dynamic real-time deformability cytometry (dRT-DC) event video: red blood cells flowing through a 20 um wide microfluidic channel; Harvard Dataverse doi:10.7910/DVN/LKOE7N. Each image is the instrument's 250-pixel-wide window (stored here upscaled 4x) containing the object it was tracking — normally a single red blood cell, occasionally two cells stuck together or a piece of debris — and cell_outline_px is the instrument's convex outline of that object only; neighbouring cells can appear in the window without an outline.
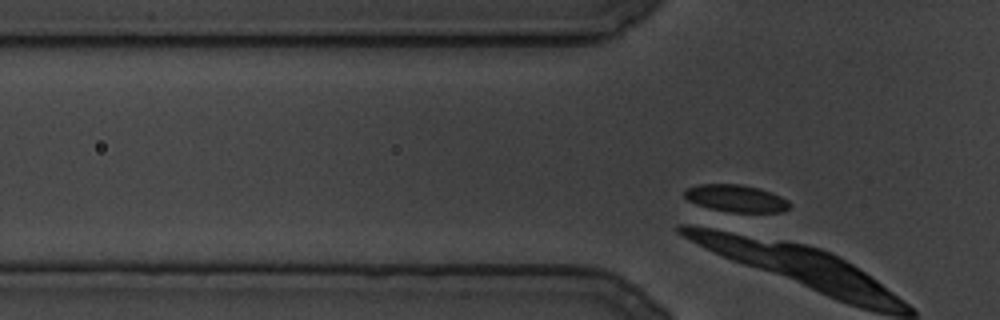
{"species": "common noctule bat (a hibernating species)", "species_latin": "Nyctalus noctula", "temperature_condition": "cold", "stored_images_in_passage": 6, "camera_frame_rate_fps": 3000, "um_per_image_px": 0.085, "animal": {"sex": "male", "body_mass_g": 19.5, "forearm_length_mm": 54.6}, "frame": {"image": 1, "passage_image": 6, "time_ms": 1.667, "image_size_px": [1000, 320], "cell_outline_px": [[788, 208], [784, 212], [732, 212], [708, 208], [696, 204], [688, 200], [684, 196], [684, 192], [688, 188], [700, 184], [740, 184], [760, 188], [772, 192], [788, 200]], "centroid_in_image_um": [62.57, 16.86], "position_along_channel_um": 63.2, "area_um2": 16.59}}